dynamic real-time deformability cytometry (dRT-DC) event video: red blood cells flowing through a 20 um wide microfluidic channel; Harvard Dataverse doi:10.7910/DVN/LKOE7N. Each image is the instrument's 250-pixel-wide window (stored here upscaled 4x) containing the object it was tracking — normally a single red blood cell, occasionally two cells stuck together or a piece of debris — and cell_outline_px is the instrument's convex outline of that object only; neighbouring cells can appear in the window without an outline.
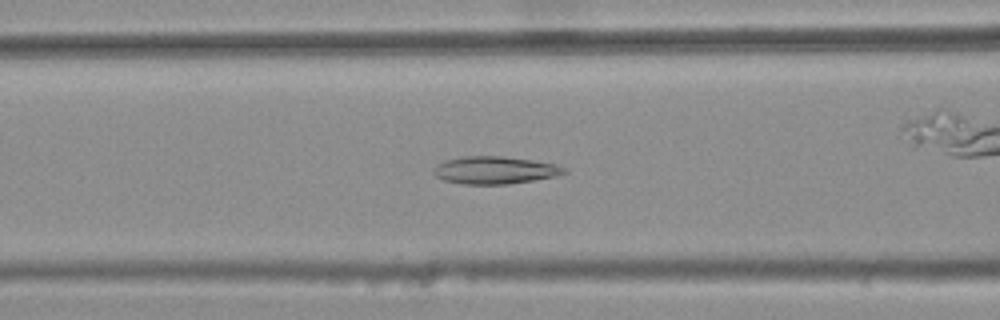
{"species": "common noctule bat (a hibernating species)", "species_latin": "Nyctalus noctula", "temperature_condition": "warm", "stored_images_in_passage": 46, "camera_frame_rate_fps": 3000, "um_per_image_px": 0.085, "animal": {"sex": "female", "body_mass_g": 25.1}, "frame": {"image": 1, "passage_image": 21, "time_ms": 6.667, "image_size_px": [1000, 320], "cell_outline_px": [[568, 172], [556, 176], [508, 184], [464, 184], [444, 180], [436, 176], [432, 172], [432, 168], [436, 164], [444, 160], [464, 156], [504, 156], [532, 160], [556, 164], [568, 168]], "centroid_in_image_um": [42.05, 14.45], "position_along_channel_um": 124.5, "area_um2": 21.1}}
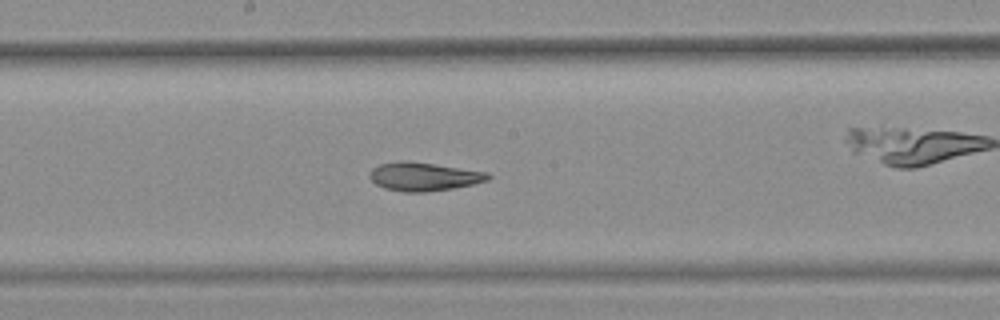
{"frame": {"image": 2, "passage_image": 28, "time_ms": 9.0, "image_size_px": [1000, 320], "cell_outline_px": [[492, 176], [488, 180], [472, 184], [452, 188], [424, 192], [404, 192], [384, 188], [376, 184], [368, 176], [372, 168], [380, 164], [408, 160], [488, 172]], "centroid_in_image_um": [36.01, 15.0], "position_along_channel_um": 212.2, "area_um2": 19.54}}
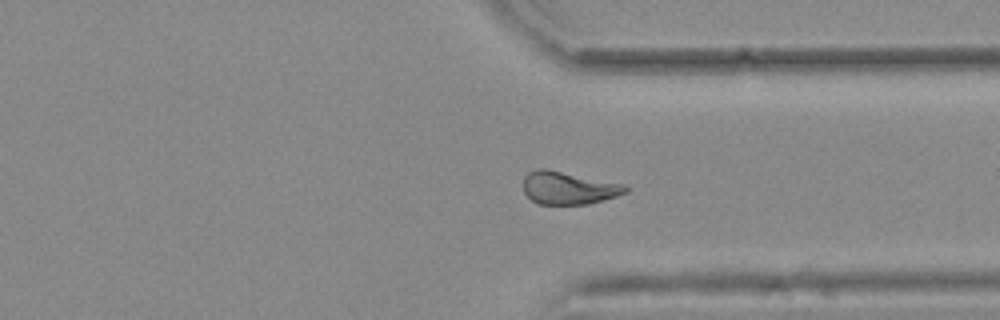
{"frame": {"image": 3, "passage_image": 40, "time_ms": 13.0, "image_size_px": [1000, 320], "cell_outline_px": [[628, 192], [604, 200], [588, 204], [540, 204], [532, 200], [524, 192], [524, 176], [528, 172], [540, 168], [544, 168], [624, 184], [628, 188]], "centroid_in_image_um": [48.33, 15.98], "position_along_channel_um": 363.1, "area_um2": 19.36}, "authors_computed_cell_mechanics": {"area_um2": 20.4323, "velocity_mm_per_s": 3.7603, "shape_relaxation_time_tau1_ms": null, "shape_relaxation_time_tau2_ms": 4.8666, "deformation_change_tau1": null, "deformation_change_tau2": 0.1256}}